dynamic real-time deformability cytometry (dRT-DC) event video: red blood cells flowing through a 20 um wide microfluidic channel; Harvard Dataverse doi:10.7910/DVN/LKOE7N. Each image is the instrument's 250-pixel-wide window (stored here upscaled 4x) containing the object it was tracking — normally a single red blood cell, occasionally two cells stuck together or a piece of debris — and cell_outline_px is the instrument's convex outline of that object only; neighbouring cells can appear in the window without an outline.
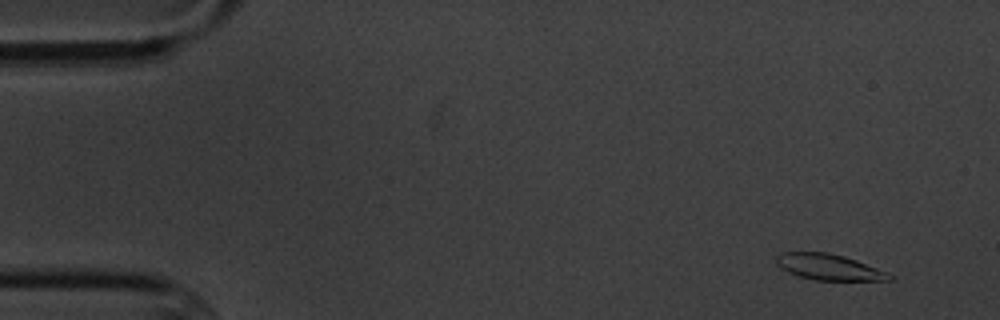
{"species": "common noctule bat (a hibernating species)", "species_latin": "Nyctalus noctula", "temperature_condition": "cold", "stored_images_in_passage": 5, "camera_frame_rate_fps": 3000, "um_per_image_px": 0.085, "animal": {"sex": "male", "body_mass_g": 20.1, "forearm_length_mm": 53.5}, "frame": {"image": 1, "passage_image": 2, "time_ms": 1.333, "image_size_px": [1000, 320], "cell_outline_px": [[896, 276], [892, 280], [816, 280], [800, 276], [788, 272], [780, 268], [776, 264], [776, 256], [780, 252], [828, 252], [844, 256], [856, 260]], "centroid_in_image_um": [70.43, 22.69], "position_along_channel_um": 14.6, "area_um2": 17.05}}